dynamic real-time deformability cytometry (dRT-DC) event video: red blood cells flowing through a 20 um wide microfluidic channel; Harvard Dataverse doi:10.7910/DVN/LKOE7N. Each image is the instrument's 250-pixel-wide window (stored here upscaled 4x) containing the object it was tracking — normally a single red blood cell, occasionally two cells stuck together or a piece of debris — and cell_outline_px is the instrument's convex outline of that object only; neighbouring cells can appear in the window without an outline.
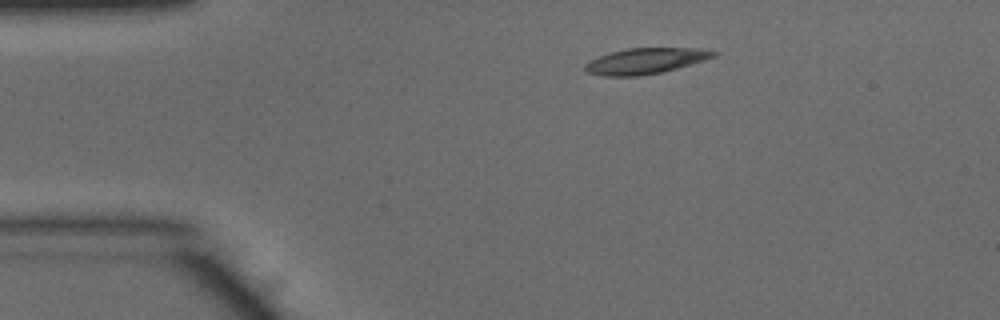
{"species": "common noctule bat (a hibernating species)", "species_latin": "Nyctalus noctula", "temperature_condition": "warm", "stored_images_in_passage": 42, "camera_frame_rate_fps": 3000, "um_per_image_px": 0.085, "animal": {"sex": "male", "body_mass_g": 15.6}, "frame": {"image": 1, "passage_image": 1, "time_ms": 0.0, "image_size_px": [1000, 320], "cell_outline_px": [[720, 52], [716, 56], [704, 60], [676, 68], [660, 72], [640, 76], [604, 76], [588, 72], [584, 68], [584, 64], [588, 60], [608, 52], [628, 48], [708, 48]], "centroid_in_image_um": [54.87, 5.16], "position_along_channel_um": 30.1, "area_um2": 19.48}}
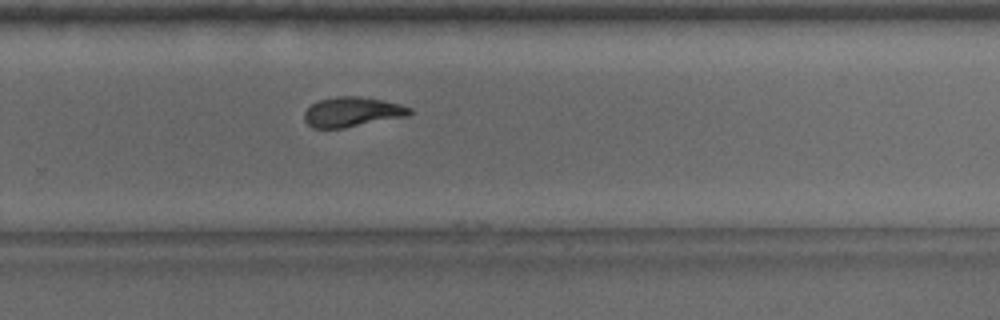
{"frame": {"image": 2, "passage_image": 25, "time_ms": 8.0, "image_size_px": [1000, 320], "cell_outline_px": [[416, 112], [408, 116], [344, 128], [312, 128], [304, 120], [304, 112], [312, 104], [320, 100], [336, 96], [364, 96], [384, 100], [400, 104], [412, 108]], "centroid_in_image_um": [29.99, 9.51], "position_along_channel_um": 299.8, "area_um2": 18.55}}
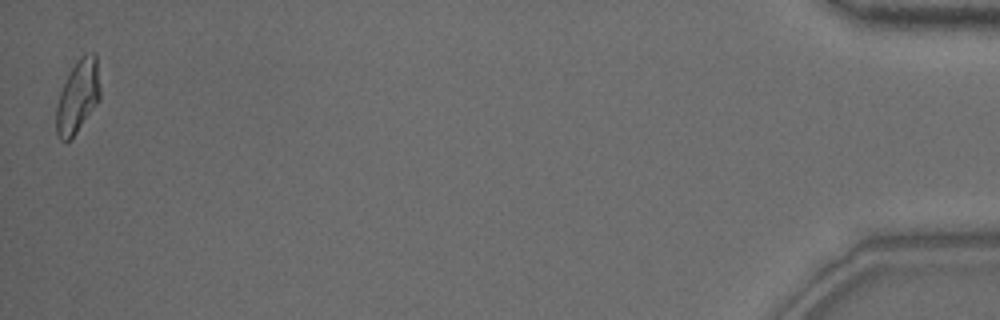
{"frame": {"image": 3, "passage_image": 42, "time_ms": 13.667, "image_size_px": [1000, 320], "cell_outline_px": [[100, 100], [76, 132], [68, 140], [60, 140], [56, 136], [56, 104], [60, 92], [76, 60], [84, 52], [96, 52], [100, 88]], "centroid_in_image_um": [6.62, 8.16], "position_along_channel_um": 428.6, "area_um2": 18.67}, "authors_computed_cell_mechanics": {"area_um2": 18.5827, "velocity_mm_per_s": 3.956, "shape_relaxation_time_tau1_ms": 5.7631, "shape_relaxation_time_tau2_ms": 3.282, "deformation_change_tau1": 0.2064, "deformation_change_tau2": 0.1108}}